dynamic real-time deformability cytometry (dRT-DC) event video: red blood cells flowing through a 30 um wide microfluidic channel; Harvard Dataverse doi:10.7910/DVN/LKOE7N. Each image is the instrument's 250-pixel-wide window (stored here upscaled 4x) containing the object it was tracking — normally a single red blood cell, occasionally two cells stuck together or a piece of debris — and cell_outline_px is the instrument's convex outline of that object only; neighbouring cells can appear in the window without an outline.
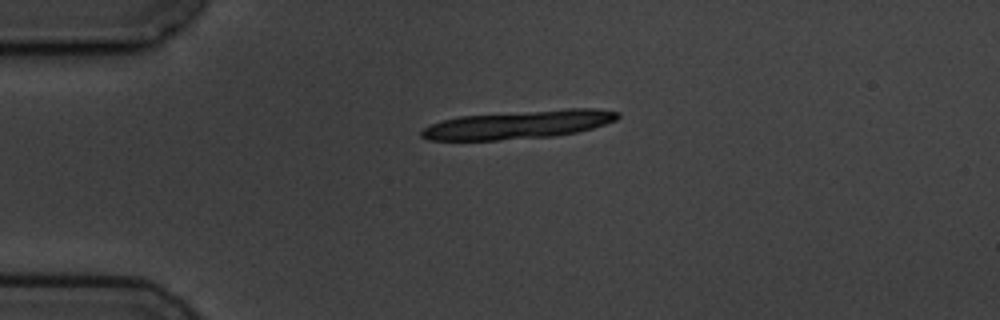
{"species": "common noctule bat (a hibernating species)", "species_latin": "Nyctalus noctula", "temperature_condition": "cold", "stored_images_in_passage": 3, "segment_of_instrument_passage": [1, 2], "camera_frame_rate_fps": 3000, "um_per_image_px": 0.085, "animal": {"sex": "male", "body_mass_g": 19.5, "forearm_length_mm": 54.6}, "frame": {"image": 1, "passage_image": 1, "time_ms": 0.0, "image_size_px": [1000, 320], "cell_outline_px": [[620, 116], [616, 120], [592, 128], [576, 132], [556, 136], [496, 140], [428, 140], [420, 136], [420, 132], [424, 128], [432, 124], [444, 120], [460, 116], [568, 108], [596, 108], [620, 112]], "centroid_in_image_um": [44.11, 10.59], "position_along_channel_um": 40.9, "area_um2": 32.31}}